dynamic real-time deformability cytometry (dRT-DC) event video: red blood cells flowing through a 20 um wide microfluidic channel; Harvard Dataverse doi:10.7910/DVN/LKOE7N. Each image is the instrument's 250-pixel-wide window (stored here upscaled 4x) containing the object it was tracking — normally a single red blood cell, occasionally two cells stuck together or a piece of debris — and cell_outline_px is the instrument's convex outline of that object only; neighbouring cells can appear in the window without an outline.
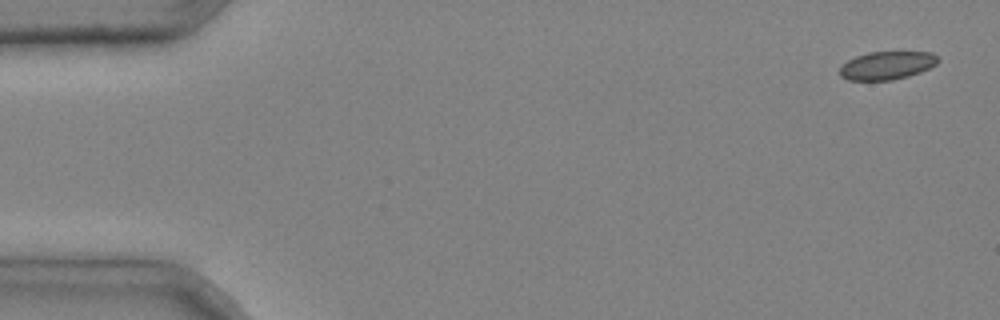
{"species": "common noctule bat (a hibernating species)", "species_latin": "Nyctalus noctula", "temperature_condition": "cold", "stored_images_in_passage": 4, "camera_frame_rate_fps": 3000, "um_per_image_px": 0.085, "animal": {"sex": "male", "body_mass_g": 20.4}, "frame": {"image": 1, "passage_image": 1, "time_ms": 0.0, "image_size_px": [1000, 320], "cell_outline_px": [[940, 60], [936, 64], [920, 72], [908, 76], [892, 80], [848, 80], [840, 76], [840, 68], [848, 60], [856, 56], [868, 52], [932, 52], [940, 56]], "centroid_in_image_um": [75.42, 5.55], "position_along_channel_um": 9.6, "area_um2": 16.13}}
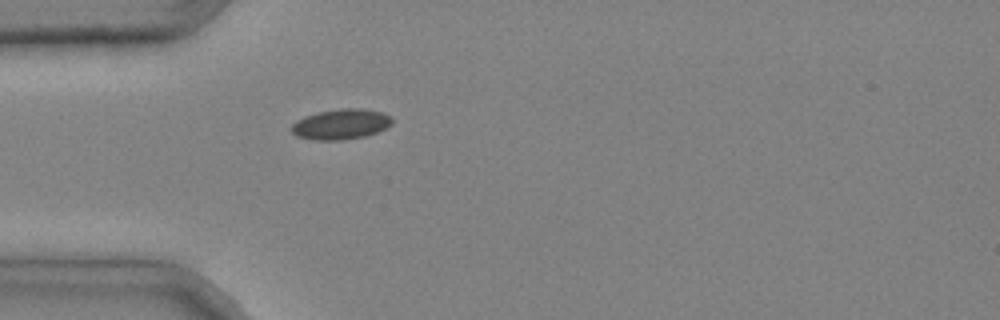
{"frame": {"image": 2, "passage_image": 4, "time_ms": 1.0, "image_size_px": [1000, 320], "cell_outline_px": [[392, 124], [376, 132], [364, 136], [340, 140], [312, 140], [296, 136], [292, 132], [292, 124], [296, 120], [304, 116], [320, 112], [340, 108], [360, 108], [380, 112], [392, 116]], "centroid_in_image_um": [28.95, 10.55], "position_along_channel_um": 56.0, "area_um2": 17.69}}